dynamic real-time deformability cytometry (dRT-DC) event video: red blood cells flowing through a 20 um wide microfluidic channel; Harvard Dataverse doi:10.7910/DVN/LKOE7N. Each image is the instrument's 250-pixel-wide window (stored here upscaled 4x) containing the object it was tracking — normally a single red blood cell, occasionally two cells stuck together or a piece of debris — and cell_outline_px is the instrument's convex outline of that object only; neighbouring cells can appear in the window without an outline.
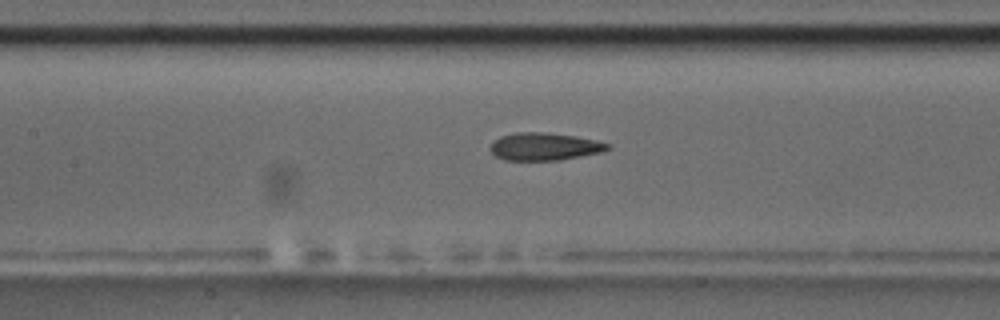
{"species": "common noctule bat (a hibernating species)", "species_latin": "Nyctalus noctula", "temperature_condition": "room temperature", "stored_images_in_passage": 53, "camera_frame_rate_fps": 3000, "um_per_image_px": 0.085, "animal": {"sex": "male", "body_mass_g": 17.5, "forearm_length_mm": 52.3}, "frame": {"image": 1, "passage_image": 23, "time_ms": 7.333, "image_size_px": [1000, 320], "cell_outline_px": [[612, 148], [600, 152], [560, 160], [504, 160], [496, 156], [492, 152], [492, 140], [500, 136], [516, 132], [548, 132], [576, 136], [596, 140], [612, 144]], "centroid_in_image_um": [46.3, 12.44], "position_along_channel_um": 161.1, "area_um2": 18.96}, "authors_computed_cell_mechanics": {"area_um2": 19.1896, "velocity_mm_per_s": 3.6189, "shape_relaxation_time_tau1_ms": 6.8183, "shape_relaxation_time_tau2_ms": 2.4165, "deformation_change_tau1": 0.1781, "deformation_change_tau2": 0.1167}}